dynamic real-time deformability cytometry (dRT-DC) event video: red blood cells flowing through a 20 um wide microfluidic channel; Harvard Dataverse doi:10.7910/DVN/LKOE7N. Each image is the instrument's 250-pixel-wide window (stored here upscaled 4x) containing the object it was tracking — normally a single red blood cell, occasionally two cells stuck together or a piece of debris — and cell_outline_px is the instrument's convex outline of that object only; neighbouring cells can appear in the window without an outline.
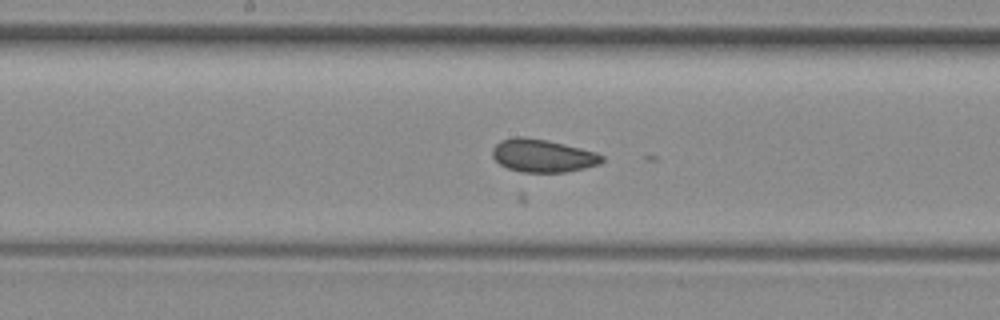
{"species": "common noctule bat (a hibernating species)", "species_latin": "Nyctalus noctula", "temperature_condition": "room temperature", "stored_images_in_passage": 25, "camera_frame_rate_fps": 3000, "um_per_image_px": 0.085, "animal": {"sex": "female", "body_mass_g": 29.2, "forearm_length_mm": 56.3}, "frame": {"image": 1, "passage_image": 11, "time_ms": 3.333, "image_size_px": [1000, 320], "cell_outline_px": [[604, 160], [600, 164], [584, 168], [564, 172], [524, 172], [508, 168], [500, 164], [492, 156], [492, 148], [500, 140], [516, 136], [524, 136], [564, 144], [596, 152], [604, 156]], "centroid_in_image_um": [46.12, 13.23], "position_along_channel_um": 202.1, "area_um2": 20.92}}
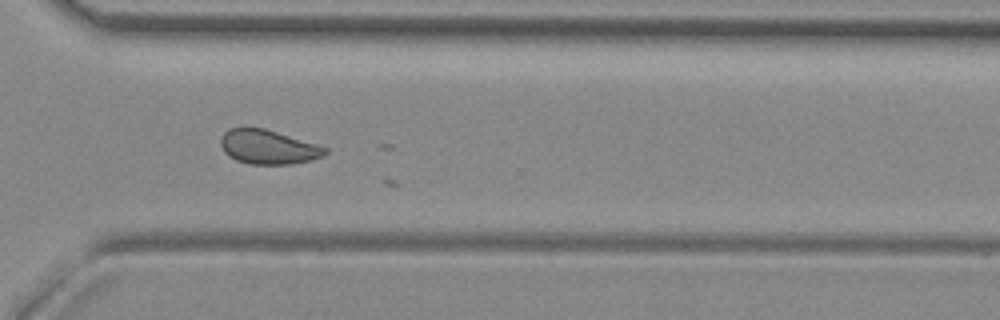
{"frame": {"image": 2, "passage_image": 22, "time_ms": 7.0, "image_size_px": [1000, 320], "cell_outline_px": [[328, 152], [324, 156], [292, 164], [248, 164], [236, 160], [228, 156], [224, 152], [220, 144], [220, 140], [224, 132], [228, 128], [264, 128], [316, 144], [328, 148]], "centroid_in_image_um": [22.77, 12.5], "position_along_channel_um": 347.8, "area_um2": 20.75}}